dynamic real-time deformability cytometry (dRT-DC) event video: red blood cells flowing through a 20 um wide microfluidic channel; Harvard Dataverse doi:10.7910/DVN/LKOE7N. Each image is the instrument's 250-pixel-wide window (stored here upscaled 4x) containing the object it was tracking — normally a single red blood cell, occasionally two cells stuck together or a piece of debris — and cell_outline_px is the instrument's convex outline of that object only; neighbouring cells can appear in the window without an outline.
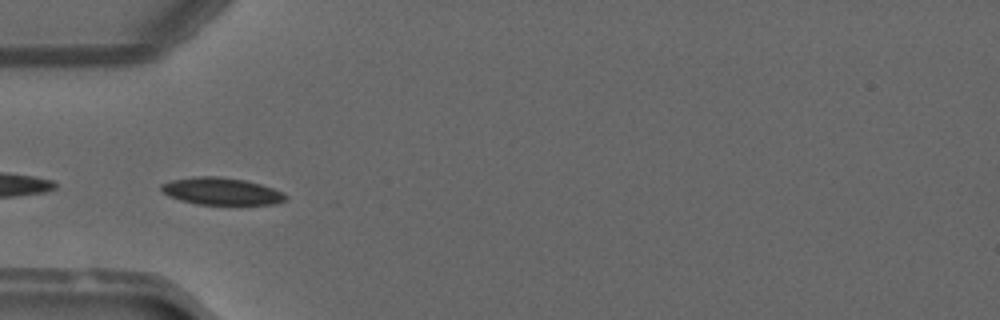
{"species": "common noctule bat (a hibernating species)", "species_latin": "Nyctalus noctula", "temperature_condition": "warm", "stored_images_in_passage": 35, "camera_frame_rate_fps": 3000, "um_per_image_px": 0.085, "animal": {"sex": "male", "forearm_length_mm": 52.5}, "frame": {"image": 1, "passage_image": 1, "time_ms": 0.0, "image_size_px": [1000, 320], "cell_outline_px": [[288, 200], [272, 204], [196, 204], [180, 200], [168, 196], [160, 188], [160, 184], [172, 180], [192, 176], [216, 176], [244, 180], [260, 184], [284, 192], [288, 196]], "centroid_in_image_um": [18.82, 16.25], "position_along_channel_um": 66.2, "area_um2": 19.71}}
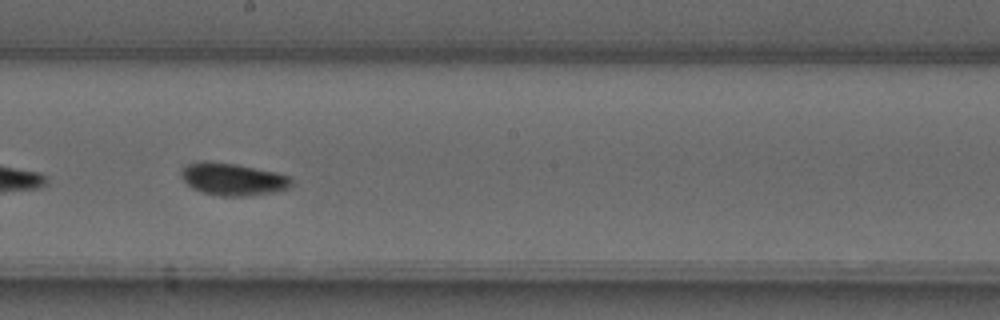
{"frame": {"image": 2, "passage_image": 13, "time_ms": 4.0, "image_size_px": [1000, 320], "cell_outline_px": [[292, 188], [276, 192], [252, 196], [220, 196], [204, 192], [192, 188], [180, 176], [180, 168], [188, 164], [204, 160], [208, 160], [236, 164], [276, 172], [288, 176], [292, 180]], "centroid_in_image_um": [19.8, 15.23], "position_along_channel_um": 228.4, "area_um2": 21.1}}
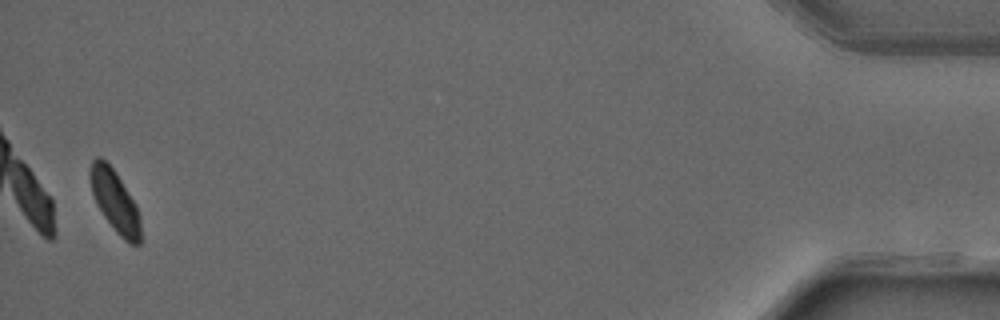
{"frame": {"image": 3, "passage_image": 34, "time_ms": 11.0, "image_size_px": [1000, 320], "cell_outline_px": [[140, 244], [128, 244], [116, 232], [104, 216], [96, 204], [92, 192], [88, 176], [88, 172], [92, 160], [96, 156], [100, 156], [116, 172], [136, 204], [140, 220]], "centroid_in_image_um": [9.74, 17.07], "position_along_channel_um": 425.5, "area_um2": 18.26}, "authors_computed_cell_mechanics": {"area_um2": 19.652, "velocity_mm_per_s": 4.0844, "shape_relaxation_time_tau1_ms": 6.7002, "shape_relaxation_time_tau2_ms": null, "deformation_change_tau1": 0.1498, "deformation_change_tau2": null}}